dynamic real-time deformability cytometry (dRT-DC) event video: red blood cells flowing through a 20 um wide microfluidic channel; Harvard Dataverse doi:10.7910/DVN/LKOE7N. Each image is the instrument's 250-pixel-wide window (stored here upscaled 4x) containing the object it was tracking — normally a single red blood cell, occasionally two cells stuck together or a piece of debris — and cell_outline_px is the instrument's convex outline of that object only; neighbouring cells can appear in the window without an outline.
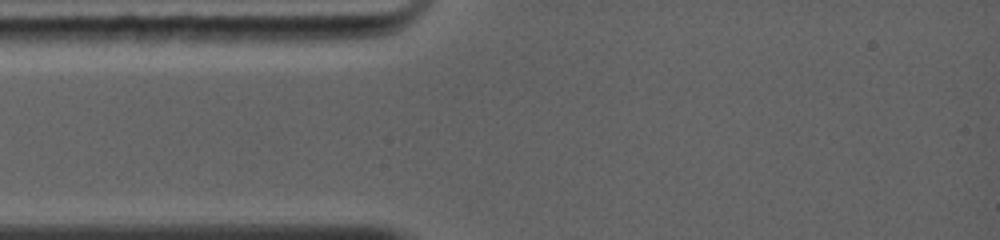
{"species": "common noctule bat (a hibernating species)", "species_latin": "Nyctalus noctula", "temperature_condition": "warm", "stored_images_in_passage": 1, "camera_frame_rate_fps": 5000, "um_per_image_px": 0.085, "animal": {"sex": "female", "body_mass_g": 19.0, "forearm_length_mm": 56.7}, "frame": {"image": 1, "passage_image": 1, "time_ms": 0.0, "image_size_px": [1000, 240], "cell_outline_px": [[944, 148], [888, 148], [880, 136], [876, 124], [896, 112], [912, 116], [944, 132]], "centroid_in_image_um": [77.29, 11.3], "position_along_channel_um": 7.7, "area_um2": 12.95}}